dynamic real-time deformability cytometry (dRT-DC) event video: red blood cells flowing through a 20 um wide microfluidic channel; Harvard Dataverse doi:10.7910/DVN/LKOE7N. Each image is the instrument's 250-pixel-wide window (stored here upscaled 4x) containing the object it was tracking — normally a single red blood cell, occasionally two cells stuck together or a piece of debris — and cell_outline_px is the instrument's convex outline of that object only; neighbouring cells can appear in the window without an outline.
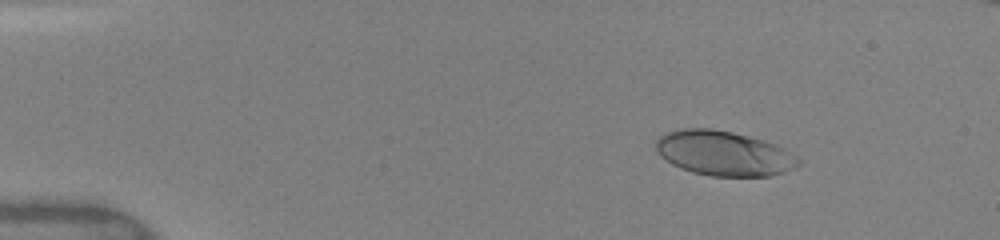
{"species": "human", "species_latin": "Homo sapiens", "temperature_condition": "warm", "stored_images_in_passage": 32, "camera_frame_rate_fps": 3000, "um_per_image_px": 0.085, "donor": {"sex": "female"}, "frame": {"image": 1, "passage_image": 4, "time_ms": 1.667, "image_size_px": [1000, 240], "cell_outline_px": [[800, 164], [784, 172], [772, 176], [712, 176], [692, 172], [680, 168], [672, 164], [660, 156], [656, 152], [656, 140], [660, 136], [668, 132], [680, 128], [712, 128], [732, 132], [748, 136], [776, 144], [784, 148], [800, 160]], "centroid_in_image_um": [61.5, 13.03], "position_along_channel_um": 23.5, "area_um2": 37.17}}
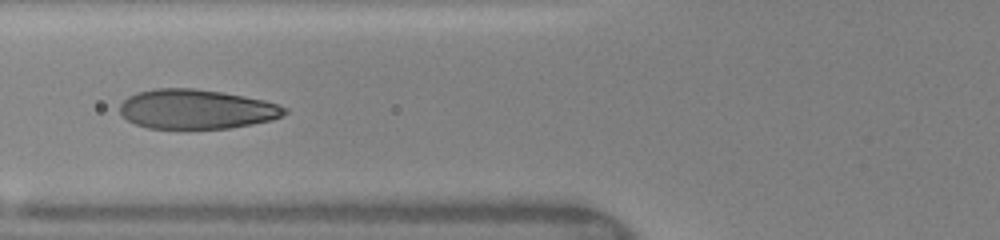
{"frame": {"image": 2, "passage_image": 22, "time_ms": 6.0, "image_size_px": [1000, 240], "cell_outline_px": [[288, 112], [272, 120], [252, 124], [228, 128], [148, 128], [136, 124], [128, 120], [120, 112], [120, 104], [128, 96], [136, 92], [156, 88], [192, 88], [220, 92], [244, 96], [264, 100], [288, 108]], "centroid_in_image_um": [16.69, 9.27], "position_along_channel_um": 109.1, "area_um2": 37.74}}
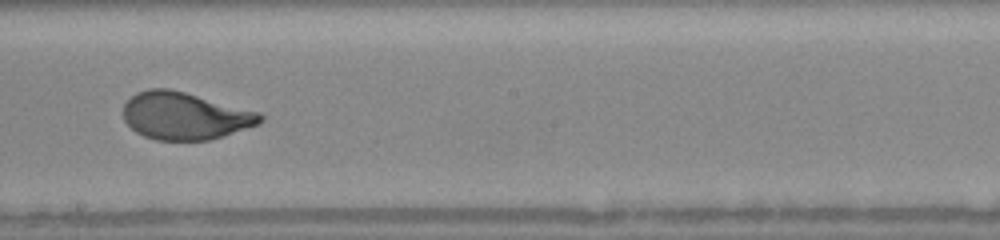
{"frame": {"image": 3, "passage_image": 31, "time_ms": 9.0, "image_size_px": [1000, 240], "cell_outline_px": [[264, 120], [260, 124], [208, 140], [156, 140], [144, 136], [136, 132], [124, 120], [124, 104], [136, 92], [148, 88], [168, 88], [184, 92], [260, 112], [264, 116]], "centroid_in_image_um": [15.72, 9.85], "position_along_channel_um": 232.5, "area_um2": 37.63}}